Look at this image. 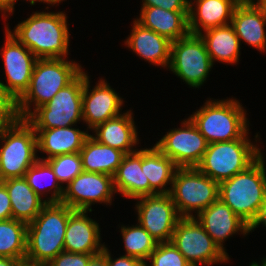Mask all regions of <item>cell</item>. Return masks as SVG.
I'll list each match as a JSON object with an SVG mask.
<instances>
[{
  "mask_svg": "<svg viewBox=\"0 0 266 266\" xmlns=\"http://www.w3.org/2000/svg\"><path fill=\"white\" fill-rule=\"evenodd\" d=\"M236 6L259 5L261 0H231ZM257 2V3H256Z\"/></svg>",
  "mask_w": 266,
  "mask_h": 266,
  "instance_id": "cell-44",
  "label": "cell"
},
{
  "mask_svg": "<svg viewBox=\"0 0 266 266\" xmlns=\"http://www.w3.org/2000/svg\"><path fill=\"white\" fill-rule=\"evenodd\" d=\"M18 118L16 100L5 90L0 80V127L14 123Z\"/></svg>",
  "mask_w": 266,
  "mask_h": 266,
  "instance_id": "cell-35",
  "label": "cell"
},
{
  "mask_svg": "<svg viewBox=\"0 0 266 266\" xmlns=\"http://www.w3.org/2000/svg\"><path fill=\"white\" fill-rule=\"evenodd\" d=\"M250 266H260V265L258 263H256L255 261H253Z\"/></svg>",
  "mask_w": 266,
  "mask_h": 266,
  "instance_id": "cell-49",
  "label": "cell"
},
{
  "mask_svg": "<svg viewBox=\"0 0 266 266\" xmlns=\"http://www.w3.org/2000/svg\"><path fill=\"white\" fill-rule=\"evenodd\" d=\"M106 258L108 266H144L143 260L132 256L122 255L119 258L113 259L107 247Z\"/></svg>",
  "mask_w": 266,
  "mask_h": 266,
  "instance_id": "cell-38",
  "label": "cell"
},
{
  "mask_svg": "<svg viewBox=\"0 0 266 266\" xmlns=\"http://www.w3.org/2000/svg\"><path fill=\"white\" fill-rule=\"evenodd\" d=\"M114 193L116 190L112 176L83 171L64 187L61 203L73 210L92 212V204L111 205Z\"/></svg>",
  "mask_w": 266,
  "mask_h": 266,
  "instance_id": "cell-14",
  "label": "cell"
},
{
  "mask_svg": "<svg viewBox=\"0 0 266 266\" xmlns=\"http://www.w3.org/2000/svg\"><path fill=\"white\" fill-rule=\"evenodd\" d=\"M193 1H189L190 33L199 35L202 33V29L206 31L231 24L234 10L237 7L231 0Z\"/></svg>",
  "mask_w": 266,
  "mask_h": 266,
  "instance_id": "cell-20",
  "label": "cell"
},
{
  "mask_svg": "<svg viewBox=\"0 0 266 266\" xmlns=\"http://www.w3.org/2000/svg\"><path fill=\"white\" fill-rule=\"evenodd\" d=\"M81 65L67 58L37 59L29 88L16 101L20 119H27L37 108L48 103L55 94L72 83L82 72ZM32 103L34 110H31ZM31 105V106H30Z\"/></svg>",
  "mask_w": 266,
  "mask_h": 266,
  "instance_id": "cell-2",
  "label": "cell"
},
{
  "mask_svg": "<svg viewBox=\"0 0 266 266\" xmlns=\"http://www.w3.org/2000/svg\"><path fill=\"white\" fill-rule=\"evenodd\" d=\"M24 178L27 181L28 185L33 189V191L40 198H42L43 194H45L44 192H46L47 190L49 192H53L52 195L50 196V198L48 197V199L45 200L46 203L61 202L62 197H63L64 187L61 186V184L57 180V177L55 176L51 166L46 161L38 159L26 171V173L24 174ZM45 179L49 180L50 182L52 181L51 185L48 188L47 187L45 188L43 185V183L44 184L47 183V181ZM44 181H46V182H44Z\"/></svg>",
  "mask_w": 266,
  "mask_h": 266,
  "instance_id": "cell-31",
  "label": "cell"
},
{
  "mask_svg": "<svg viewBox=\"0 0 266 266\" xmlns=\"http://www.w3.org/2000/svg\"><path fill=\"white\" fill-rule=\"evenodd\" d=\"M116 193L137 200L150 195V184L145 183L144 148L125 154L113 176Z\"/></svg>",
  "mask_w": 266,
  "mask_h": 266,
  "instance_id": "cell-21",
  "label": "cell"
},
{
  "mask_svg": "<svg viewBox=\"0 0 266 266\" xmlns=\"http://www.w3.org/2000/svg\"><path fill=\"white\" fill-rule=\"evenodd\" d=\"M12 218L11 201L3 183L0 184V221Z\"/></svg>",
  "mask_w": 266,
  "mask_h": 266,
  "instance_id": "cell-39",
  "label": "cell"
},
{
  "mask_svg": "<svg viewBox=\"0 0 266 266\" xmlns=\"http://www.w3.org/2000/svg\"><path fill=\"white\" fill-rule=\"evenodd\" d=\"M27 224L13 218L0 221V257L25 260Z\"/></svg>",
  "mask_w": 266,
  "mask_h": 266,
  "instance_id": "cell-30",
  "label": "cell"
},
{
  "mask_svg": "<svg viewBox=\"0 0 266 266\" xmlns=\"http://www.w3.org/2000/svg\"><path fill=\"white\" fill-rule=\"evenodd\" d=\"M88 211L75 210L68 219L64 251L84 254H98L105 244L100 242L99 223L87 215Z\"/></svg>",
  "mask_w": 266,
  "mask_h": 266,
  "instance_id": "cell-18",
  "label": "cell"
},
{
  "mask_svg": "<svg viewBox=\"0 0 266 266\" xmlns=\"http://www.w3.org/2000/svg\"><path fill=\"white\" fill-rule=\"evenodd\" d=\"M3 182V179H2V175H1V172H0V184Z\"/></svg>",
  "mask_w": 266,
  "mask_h": 266,
  "instance_id": "cell-50",
  "label": "cell"
},
{
  "mask_svg": "<svg viewBox=\"0 0 266 266\" xmlns=\"http://www.w3.org/2000/svg\"><path fill=\"white\" fill-rule=\"evenodd\" d=\"M121 234L127 256H132L146 261L158 245L147 230L140 224L121 226Z\"/></svg>",
  "mask_w": 266,
  "mask_h": 266,
  "instance_id": "cell-32",
  "label": "cell"
},
{
  "mask_svg": "<svg viewBox=\"0 0 266 266\" xmlns=\"http://www.w3.org/2000/svg\"><path fill=\"white\" fill-rule=\"evenodd\" d=\"M90 87L89 76L84 72L82 116L87 129L92 130L103 122L121 115L123 99L103 79H100L92 90Z\"/></svg>",
  "mask_w": 266,
  "mask_h": 266,
  "instance_id": "cell-16",
  "label": "cell"
},
{
  "mask_svg": "<svg viewBox=\"0 0 266 266\" xmlns=\"http://www.w3.org/2000/svg\"><path fill=\"white\" fill-rule=\"evenodd\" d=\"M74 211L61 202L47 203L36 218L27 224L25 259L48 264L63 252L68 219Z\"/></svg>",
  "mask_w": 266,
  "mask_h": 266,
  "instance_id": "cell-4",
  "label": "cell"
},
{
  "mask_svg": "<svg viewBox=\"0 0 266 266\" xmlns=\"http://www.w3.org/2000/svg\"><path fill=\"white\" fill-rule=\"evenodd\" d=\"M37 59L66 58L69 31L66 14L61 12H35L18 23L12 32Z\"/></svg>",
  "mask_w": 266,
  "mask_h": 266,
  "instance_id": "cell-1",
  "label": "cell"
},
{
  "mask_svg": "<svg viewBox=\"0 0 266 266\" xmlns=\"http://www.w3.org/2000/svg\"><path fill=\"white\" fill-rule=\"evenodd\" d=\"M155 146L169 157L178 168L197 167L208 142L190 118L182 121L181 128L167 132Z\"/></svg>",
  "mask_w": 266,
  "mask_h": 266,
  "instance_id": "cell-12",
  "label": "cell"
},
{
  "mask_svg": "<svg viewBox=\"0 0 266 266\" xmlns=\"http://www.w3.org/2000/svg\"><path fill=\"white\" fill-rule=\"evenodd\" d=\"M259 6L262 8V10L265 12L266 14V0H261Z\"/></svg>",
  "mask_w": 266,
  "mask_h": 266,
  "instance_id": "cell-47",
  "label": "cell"
},
{
  "mask_svg": "<svg viewBox=\"0 0 266 266\" xmlns=\"http://www.w3.org/2000/svg\"><path fill=\"white\" fill-rule=\"evenodd\" d=\"M18 266H48L47 263L31 262L28 260H21Z\"/></svg>",
  "mask_w": 266,
  "mask_h": 266,
  "instance_id": "cell-45",
  "label": "cell"
},
{
  "mask_svg": "<svg viewBox=\"0 0 266 266\" xmlns=\"http://www.w3.org/2000/svg\"><path fill=\"white\" fill-rule=\"evenodd\" d=\"M170 242L191 266L226 263L229 255L222 251L195 217H182ZM199 262V263H198Z\"/></svg>",
  "mask_w": 266,
  "mask_h": 266,
  "instance_id": "cell-10",
  "label": "cell"
},
{
  "mask_svg": "<svg viewBox=\"0 0 266 266\" xmlns=\"http://www.w3.org/2000/svg\"><path fill=\"white\" fill-rule=\"evenodd\" d=\"M9 194L12 208V218L32 222L47 204L28 185L24 177L9 178L2 182Z\"/></svg>",
  "mask_w": 266,
  "mask_h": 266,
  "instance_id": "cell-26",
  "label": "cell"
},
{
  "mask_svg": "<svg viewBox=\"0 0 266 266\" xmlns=\"http://www.w3.org/2000/svg\"><path fill=\"white\" fill-rule=\"evenodd\" d=\"M260 224H263L266 227V200H265V203L263 204V206L261 207V210H260V213H259L257 219L255 220V222L250 227V231L251 232H252V230L254 231V229L257 226H259Z\"/></svg>",
  "mask_w": 266,
  "mask_h": 266,
  "instance_id": "cell-41",
  "label": "cell"
},
{
  "mask_svg": "<svg viewBox=\"0 0 266 266\" xmlns=\"http://www.w3.org/2000/svg\"><path fill=\"white\" fill-rule=\"evenodd\" d=\"M37 135V147L39 152L45 153L47 158H40L45 161L54 156L80 152L85 139L89 136L88 131H81L79 128L58 127L53 129H35Z\"/></svg>",
  "mask_w": 266,
  "mask_h": 266,
  "instance_id": "cell-24",
  "label": "cell"
},
{
  "mask_svg": "<svg viewBox=\"0 0 266 266\" xmlns=\"http://www.w3.org/2000/svg\"><path fill=\"white\" fill-rule=\"evenodd\" d=\"M189 11H168L160 7H142L136 21L144 28L175 41L185 37L189 31Z\"/></svg>",
  "mask_w": 266,
  "mask_h": 266,
  "instance_id": "cell-23",
  "label": "cell"
},
{
  "mask_svg": "<svg viewBox=\"0 0 266 266\" xmlns=\"http://www.w3.org/2000/svg\"><path fill=\"white\" fill-rule=\"evenodd\" d=\"M83 170L114 176L125 153L108 145L99 143L91 134L85 139L80 150Z\"/></svg>",
  "mask_w": 266,
  "mask_h": 266,
  "instance_id": "cell-27",
  "label": "cell"
},
{
  "mask_svg": "<svg viewBox=\"0 0 266 266\" xmlns=\"http://www.w3.org/2000/svg\"><path fill=\"white\" fill-rule=\"evenodd\" d=\"M6 40L1 49L4 60L5 90L17 101L29 88L36 56L6 28Z\"/></svg>",
  "mask_w": 266,
  "mask_h": 266,
  "instance_id": "cell-15",
  "label": "cell"
},
{
  "mask_svg": "<svg viewBox=\"0 0 266 266\" xmlns=\"http://www.w3.org/2000/svg\"><path fill=\"white\" fill-rule=\"evenodd\" d=\"M138 223L158 243L170 242L175 226L182 218L169 193L137 198Z\"/></svg>",
  "mask_w": 266,
  "mask_h": 266,
  "instance_id": "cell-13",
  "label": "cell"
},
{
  "mask_svg": "<svg viewBox=\"0 0 266 266\" xmlns=\"http://www.w3.org/2000/svg\"><path fill=\"white\" fill-rule=\"evenodd\" d=\"M208 144L240 139L248 129L246 110L236 99L206 100L189 117Z\"/></svg>",
  "mask_w": 266,
  "mask_h": 266,
  "instance_id": "cell-5",
  "label": "cell"
},
{
  "mask_svg": "<svg viewBox=\"0 0 266 266\" xmlns=\"http://www.w3.org/2000/svg\"><path fill=\"white\" fill-rule=\"evenodd\" d=\"M146 260H150V266H191L171 242L158 243L155 250ZM144 266H149L147 261H144Z\"/></svg>",
  "mask_w": 266,
  "mask_h": 266,
  "instance_id": "cell-34",
  "label": "cell"
},
{
  "mask_svg": "<svg viewBox=\"0 0 266 266\" xmlns=\"http://www.w3.org/2000/svg\"><path fill=\"white\" fill-rule=\"evenodd\" d=\"M142 2L141 7H160L168 11H189V0H142Z\"/></svg>",
  "mask_w": 266,
  "mask_h": 266,
  "instance_id": "cell-37",
  "label": "cell"
},
{
  "mask_svg": "<svg viewBox=\"0 0 266 266\" xmlns=\"http://www.w3.org/2000/svg\"><path fill=\"white\" fill-rule=\"evenodd\" d=\"M262 261V263H259V264H261L260 266H266V258H264L263 260H261Z\"/></svg>",
  "mask_w": 266,
  "mask_h": 266,
  "instance_id": "cell-48",
  "label": "cell"
},
{
  "mask_svg": "<svg viewBox=\"0 0 266 266\" xmlns=\"http://www.w3.org/2000/svg\"><path fill=\"white\" fill-rule=\"evenodd\" d=\"M87 266H108L107 258H106V246H104L103 251L93 255Z\"/></svg>",
  "mask_w": 266,
  "mask_h": 266,
  "instance_id": "cell-40",
  "label": "cell"
},
{
  "mask_svg": "<svg viewBox=\"0 0 266 266\" xmlns=\"http://www.w3.org/2000/svg\"><path fill=\"white\" fill-rule=\"evenodd\" d=\"M21 259H14L10 257H0V266H18Z\"/></svg>",
  "mask_w": 266,
  "mask_h": 266,
  "instance_id": "cell-43",
  "label": "cell"
},
{
  "mask_svg": "<svg viewBox=\"0 0 266 266\" xmlns=\"http://www.w3.org/2000/svg\"><path fill=\"white\" fill-rule=\"evenodd\" d=\"M133 24L132 32L125 41L127 47L155 66L169 67L172 41L153 30L144 28L136 20Z\"/></svg>",
  "mask_w": 266,
  "mask_h": 266,
  "instance_id": "cell-19",
  "label": "cell"
},
{
  "mask_svg": "<svg viewBox=\"0 0 266 266\" xmlns=\"http://www.w3.org/2000/svg\"><path fill=\"white\" fill-rule=\"evenodd\" d=\"M52 168L59 183L68 185L83 172L82 158L79 152L54 156L45 160Z\"/></svg>",
  "mask_w": 266,
  "mask_h": 266,
  "instance_id": "cell-33",
  "label": "cell"
},
{
  "mask_svg": "<svg viewBox=\"0 0 266 266\" xmlns=\"http://www.w3.org/2000/svg\"><path fill=\"white\" fill-rule=\"evenodd\" d=\"M95 254L73 253L63 251L53 258L48 266H87L90 258Z\"/></svg>",
  "mask_w": 266,
  "mask_h": 266,
  "instance_id": "cell-36",
  "label": "cell"
},
{
  "mask_svg": "<svg viewBox=\"0 0 266 266\" xmlns=\"http://www.w3.org/2000/svg\"><path fill=\"white\" fill-rule=\"evenodd\" d=\"M247 134L237 140L208 144L197 168L218 183L246 170L263 154Z\"/></svg>",
  "mask_w": 266,
  "mask_h": 266,
  "instance_id": "cell-6",
  "label": "cell"
},
{
  "mask_svg": "<svg viewBox=\"0 0 266 266\" xmlns=\"http://www.w3.org/2000/svg\"><path fill=\"white\" fill-rule=\"evenodd\" d=\"M28 1V0H27ZM43 2V3H47V4H51V5H54V4H57V3H61L63 0H29L30 4L31 5H35V2Z\"/></svg>",
  "mask_w": 266,
  "mask_h": 266,
  "instance_id": "cell-46",
  "label": "cell"
},
{
  "mask_svg": "<svg viewBox=\"0 0 266 266\" xmlns=\"http://www.w3.org/2000/svg\"><path fill=\"white\" fill-rule=\"evenodd\" d=\"M178 167L155 145L144 149L145 183L150 184V195L170 193L175 171Z\"/></svg>",
  "mask_w": 266,
  "mask_h": 266,
  "instance_id": "cell-29",
  "label": "cell"
},
{
  "mask_svg": "<svg viewBox=\"0 0 266 266\" xmlns=\"http://www.w3.org/2000/svg\"><path fill=\"white\" fill-rule=\"evenodd\" d=\"M200 35L205 43L206 50L212 63L220 61L235 64L239 61L240 40L231 24L212 28Z\"/></svg>",
  "mask_w": 266,
  "mask_h": 266,
  "instance_id": "cell-28",
  "label": "cell"
},
{
  "mask_svg": "<svg viewBox=\"0 0 266 266\" xmlns=\"http://www.w3.org/2000/svg\"><path fill=\"white\" fill-rule=\"evenodd\" d=\"M0 172L2 179L24 177L26 171L39 159L36 155L37 135L34 127L18 118L14 123L0 127Z\"/></svg>",
  "mask_w": 266,
  "mask_h": 266,
  "instance_id": "cell-7",
  "label": "cell"
},
{
  "mask_svg": "<svg viewBox=\"0 0 266 266\" xmlns=\"http://www.w3.org/2000/svg\"><path fill=\"white\" fill-rule=\"evenodd\" d=\"M131 110L115 118L109 119L92 129L95 136L91 135L99 143L121 150L125 154L132 153L138 149L133 146L139 144L137 129L133 120Z\"/></svg>",
  "mask_w": 266,
  "mask_h": 266,
  "instance_id": "cell-22",
  "label": "cell"
},
{
  "mask_svg": "<svg viewBox=\"0 0 266 266\" xmlns=\"http://www.w3.org/2000/svg\"><path fill=\"white\" fill-rule=\"evenodd\" d=\"M170 196L181 217H194L218 199L219 183L197 167L177 168Z\"/></svg>",
  "mask_w": 266,
  "mask_h": 266,
  "instance_id": "cell-8",
  "label": "cell"
},
{
  "mask_svg": "<svg viewBox=\"0 0 266 266\" xmlns=\"http://www.w3.org/2000/svg\"><path fill=\"white\" fill-rule=\"evenodd\" d=\"M14 5H15V2L13 0H0V11L4 12V14L2 16H5L7 18L5 13L6 14H7V12L9 14L13 13Z\"/></svg>",
  "mask_w": 266,
  "mask_h": 266,
  "instance_id": "cell-42",
  "label": "cell"
},
{
  "mask_svg": "<svg viewBox=\"0 0 266 266\" xmlns=\"http://www.w3.org/2000/svg\"><path fill=\"white\" fill-rule=\"evenodd\" d=\"M213 63L200 35L189 33L171 42L169 69L190 87L206 81Z\"/></svg>",
  "mask_w": 266,
  "mask_h": 266,
  "instance_id": "cell-11",
  "label": "cell"
},
{
  "mask_svg": "<svg viewBox=\"0 0 266 266\" xmlns=\"http://www.w3.org/2000/svg\"><path fill=\"white\" fill-rule=\"evenodd\" d=\"M218 198L251 227L266 200L263 154L246 170L220 182Z\"/></svg>",
  "mask_w": 266,
  "mask_h": 266,
  "instance_id": "cell-3",
  "label": "cell"
},
{
  "mask_svg": "<svg viewBox=\"0 0 266 266\" xmlns=\"http://www.w3.org/2000/svg\"><path fill=\"white\" fill-rule=\"evenodd\" d=\"M84 71L69 85L59 90L45 105L37 108L26 120L34 129L69 127L83 120L82 94Z\"/></svg>",
  "mask_w": 266,
  "mask_h": 266,
  "instance_id": "cell-9",
  "label": "cell"
},
{
  "mask_svg": "<svg viewBox=\"0 0 266 266\" xmlns=\"http://www.w3.org/2000/svg\"><path fill=\"white\" fill-rule=\"evenodd\" d=\"M195 218L226 254L227 252L223 247L224 241L239 231L244 236L250 233V227L219 198L202 210Z\"/></svg>",
  "mask_w": 266,
  "mask_h": 266,
  "instance_id": "cell-17",
  "label": "cell"
},
{
  "mask_svg": "<svg viewBox=\"0 0 266 266\" xmlns=\"http://www.w3.org/2000/svg\"><path fill=\"white\" fill-rule=\"evenodd\" d=\"M236 35L258 51L266 50V14L259 5L237 6L231 19Z\"/></svg>",
  "mask_w": 266,
  "mask_h": 266,
  "instance_id": "cell-25",
  "label": "cell"
}]
</instances>
